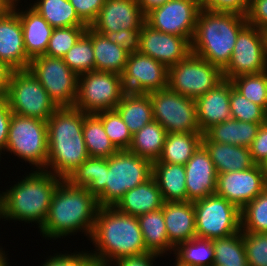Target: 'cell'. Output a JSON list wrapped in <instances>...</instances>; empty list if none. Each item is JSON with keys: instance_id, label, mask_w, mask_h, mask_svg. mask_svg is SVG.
Listing matches in <instances>:
<instances>
[{"instance_id": "cell-1", "label": "cell", "mask_w": 267, "mask_h": 266, "mask_svg": "<svg viewBox=\"0 0 267 266\" xmlns=\"http://www.w3.org/2000/svg\"><path fill=\"white\" fill-rule=\"evenodd\" d=\"M100 208L97 198L86 187L62 179L55 189L47 218L39 230L46 240H60L82 232L89 240Z\"/></svg>"}, {"instance_id": "cell-2", "label": "cell", "mask_w": 267, "mask_h": 266, "mask_svg": "<svg viewBox=\"0 0 267 266\" xmlns=\"http://www.w3.org/2000/svg\"><path fill=\"white\" fill-rule=\"evenodd\" d=\"M27 173L21 180L14 181V185L4 188L5 191H0V221L34 223L40 230L47 218L52 195L62 178L45 170Z\"/></svg>"}, {"instance_id": "cell-3", "label": "cell", "mask_w": 267, "mask_h": 266, "mask_svg": "<svg viewBox=\"0 0 267 266\" xmlns=\"http://www.w3.org/2000/svg\"><path fill=\"white\" fill-rule=\"evenodd\" d=\"M90 243L97 266H108L115 260L149 252L143 241L137 217L122 213L115 207L98 209Z\"/></svg>"}, {"instance_id": "cell-4", "label": "cell", "mask_w": 267, "mask_h": 266, "mask_svg": "<svg viewBox=\"0 0 267 266\" xmlns=\"http://www.w3.org/2000/svg\"><path fill=\"white\" fill-rule=\"evenodd\" d=\"M84 112L58 108L47 120L48 160L45 171L66 179L88 157L83 137Z\"/></svg>"}, {"instance_id": "cell-5", "label": "cell", "mask_w": 267, "mask_h": 266, "mask_svg": "<svg viewBox=\"0 0 267 266\" xmlns=\"http://www.w3.org/2000/svg\"><path fill=\"white\" fill-rule=\"evenodd\" d=\"M247 24L246 15L201 9L191 40V53L223 70L231 59L239 32Z\"/></svg>"}, {"instance_id": "cell-6", "label": "cell", "mask_w": 267, "mask_h": 266, "mask_svg": "<svg viewBox=\"0 0 267 266\" xmlns=\"http://www.w3.org/2000/svg\"><path fill=\"white\" fill-rule=\"evenodd\" d=\"M152 176V162L128 150L105 158V190L97 197L100 207H114L128 191Z\"/></svg>"}, {"instance_id": "cell-7", "label": "cell", "mask_w": 267, "mask_h": 266, "mask_svg": "<svg viewBox=\"0 0 267 266\" xmlns=\"http://www.w3.org/2000/svg\"><path fill=\"white\" fill-rule=\"evenodd\" d=\"M5 152L21 158L33 170H45L48 160L47 121L13 114Z\"/></svg>"}, {"instance_id": "cell-8", "label": "cell", "mask_w": 267, "mask_h": 266, "mask_svg": "<svg viewBox=\"0 0 267 266\" xmlns=\"http://www.w3.org/2000/svg\"><path fill=\"white\" fill-rule=\"evenodd\" d=\"M13 114L47 121L58 109L29 69L12 70L4 97Z\"/></svg>"}, {"instance_id": "cell-9", "label": "cell", "mask_w": 267, "mask_h": 266, "mask_svg": "<svg viewBox=\"0 0 267 266\" xmlns=\"http://www.w3.org/2000/svg\"><path fill=\"white\" fill-rule=\"evenodd\" d=\"M124 94L121 75L92 70L79 75L74 107L86 114L113 110Z\"/></svg>"}, {"instance_id": "cell-10", "label": "cell", "mask_w": 267, "mask_h": 266, "mask_svg": "<svg viewBox=\"0 0 267 266\" xmlns=\"http://www.w3.org/2000/svg\"><path fill=\"white\" fill-rule=\"evenodd\" d=\"M196 236L215 240L241 230L240 210L225 198L213 194L193 202Z\"/></svg>"}, {"instance_id": "cell-11", "label": "cell", "mask_w": 267, "mask_h": 266, "mask_svg": "<svg viewBox=\"0 0 267 266\" xmlns=\"http://www.w3.org/2000/svg\"><path fill=\"white\" fill-rule=\"evenodd\" d=\"M223 79L219 67L193 53L168 68V88L192 99L206 94Z\"/></svg>"}, {"instance_id": "cell-12", "label": "cell", "mask_w": 267, "mask_h": 266, "mask_svg": "<svg viewBox=\"0 0 267 266\" xmlns=\"http://www.w3.org/2000/svg\"><path fill=\"white\" fill-rule=\"evenodd\" d=\"M28 69L45 88L58 108L74 107L79 76L62 58L37 56L31 59Z\"/></svg>"}, {"instance_id": "cell-13", "label": "cell", "mask_w": 267, "mask_h": 266, "mask_svg": "<svg viewBox=\"0 0 267 266\" xmlns=\"http://www.w3.org/2000/svg\"><path fill=\"white\" fill-rule=\"evenodd\" d=\"M154 120L167 133L201 132L197 121L195 99L185 97L169 88L149 93Z\"/></svg>"}, {"instance_id": "cell-14", "label": "cell", "mask_w": 267, "mask_h": 266, "mask_svg": "<svg viewBox=\"0 0 267 266\" xmlns=\"http://www.w3.org/2000/svg\"><path fill=\"white\" fill-rule=\"evenodd\" d=\"M267 70L265 32L247 24L238 34L228 65L222 70L224 79Z\"/></svg>"}, {"instance_id": "cell-15", "label": "cell", "mask_w": 267, "mask_h": 266, "mask_svg": "<svg viewBox=\"0 0 267 266\" xmlns=\"http://www.w3.org/2000/svg\"><path fill=\"white\" fill-rule=\"evenodd\" d=\"M201 9V0H168L148 12L145 22L156 30L191 42Z\"/></svg>"}, {"instance_id": "cell-16", "label": "cell", "mask_w": 267, "mask_h": 266, "mask_svg": "<svg viewBox=\"0 0 267 266\" xmlns=\"http://www.w3.org/2000/svg\"><path fill=\"white\" fill-rule=\"evenodd\" d=\"M121 77L125 92L149 94L168 88V68L140 52L129 54Z\"/></svg>"}, {"instance_id": "cell-17", "label": "cell", "mask_w": 267, "mask_h": 266, "mask_svg": "<svg viewBox=\"0 0 267 266\" xmlns=\"http://www.w3.org/2000/svg\"><path fill=\"white\" fill-rule=\"evenodd\" d=\"M267 188L261 165L243 171L219 173L215 194L225 198L241 210Z\"/></svg>"}, {"instance_id": "cell-18", "label": "cell", "mask_w": 267, "mask_h": 266, "mask_svg": "<svg viewBox=\"0 0 267 266\" xmlns=\"http://www.w3.org/2000/svg\"><path fill=\"white\" fill-rule=\"evenodd\" d=\"M139 52L169 68L191 53V42L187 38L156 30L144 22L140 34Z\"/></svg>"}, {"instance_id": "cell-19", "label": "cell", "mask_w": 267, "mask_h": 266, "mask_svg": "<svg viewBox=\"0 0 267 266\" xmlns=\"http://www.w3.org/2000/svg\"><path fill=\"white\" fill-rule=\"evenodd\" d=\"M144 22L138 0H106L90 27L96 32H119L142 29Z\"/></svg>"}, {"instance_id": "cell-20", "label": "cell", "mask_w": 267, "mask_h": 266, "mask_svg": "<svg viewBox=\"0 0 267 266\" xmlns=\"http://www.w3.org/2000/svg\"><path fill=\"white\" fill-rule=\"evenodd\" d=\"M0 61L12 70L28 69L31 61L24 47L19 15L12 8L0 14Z\"/></svg>"}, {"instance_id": "cell-21", "label": "cell", "mask_w": 267, "mask_h": 266, "mask_svg": "<svg viewBox=\"0 0 267 266\" xmlns=\"http://www.w3.org/2000/svg\"><path fill=\"white\" fill-rule=\"evenodd\" d=\"M187 201L195 202L216 192L217 171L209 152L201 145L184 165Z\"/></svg>"}, {"instance_id": "cell-22", "label": "cell", "mask_w": 267, "mask_h": 266, "mask_svg": "<svg viewBox=\"0 0 267 266\" xmlns=\"http://www.w3.org/2000/svg\"><path fill=\"white\" fill-rule=\"evenodd\" d=\"M230 92L231 81L223 79L206 94L195 99L197 121L202 134L211 126L232 118Z\"/></svg>"}, {"instance_id": "cell-23", "label": "cell", "mask_w": 267, "mask_h": 266, "mask_svg": "<svg viewBox=\"0 0 267 266\" xmlns=\"http://www.w3.org/2000/svg\"><path fill=\"white\" fill-rule=\"evenodd\" d=\"M20 3L13 1L11 8L19 15L26 54L32 59L46 53L54 28L30 5L20 8Z\"/></svg>"}, {"instance_id": "cell-24", "label": "cell", "mask_w": 267, "mask_h": 266, "mask_svg": "<svg viewBox=\"0 0 267 266\" xmlns=\"http://www.w3.org/2000/svg\"><path fill=\"white\" fill-rule=\"evenodd\" d=\"M163 216L169 242L175 248L183 242L197 238L193 202H165Z\"/></svg>"}, {"instance_id": "cell-25", "label": "cell", "mask_w": 267, "mask_h": 266, "mask_svg": "<svg viewBox=\"0 0 267 266\" xmlns=\"http://www.w3.org/2000/svg\"><path fill=\"white\" fill-rule=\"evenodd\" d=\"M164 203L158 184L151 176L144 183L128 190L114 207L122 213L138 217L161 209Z\"/></svg>"}, {"instance_id": "cell-26", "label": "cell", "mask_w": 267, "mask_h": 266, "mask_svg": "<svg viewBox=\"0 0 267 266\" xmlns=\"http://www.w3.org/2000/svg\"><path fill=\"white\" fill-rule=\"evenodd\" d=\"M261 124L231 118L207 129L203 133L202 142H218L249 148Z\"/></svg>"}, {"instance_id": "cell-27", "label": "cell", "mask_w": 267, "mask_h": 266, "mask_svg": "<svg viewBox=\"0 0 267 266\" xmlns=\"http://www.w3.org/2000/svg\"><path fill=\"white\" fill-rule=\"evenodd\" d=\"M202 145L209 152L217 174L243 171L255 165L247 147L218 142H202Z\"/></svg>"}, {"instance_id": "cell-28", "label": "cell", "mask_w": 267, "mask_h": 266, "mask_svg": "<svg viewBox=\"0 0 267 266\" xmlns=\"http://www.w3.org/2000/svg\"><path fill=\"white\" fill-rule=\"evenodd\" d=\"M152 176L158 184L164 202L187 201L184 165L152 163Z\"/></svg>"}, {"instance_id": "cell-29", "label": "cell", "mask_w": 267, "mask_h": 266, "mask_svg": "<svg viewBox=\"0 0 267 266\" xmlns=\"http://www.w3.org/2000/svg\"><path fill=\"white\" fill-rule=\"evenodd\" d=\"M146 249L166 257L173 254L175 247L169 242L163 207L159 210L144 213L137 217ZM166 255V256H165Z\"/></svg>"}, {"instance_id": "cell-30", "label": "cell", "mask_w": 267, "mask_h": 266, "mask_svg": "<svg viewBox=\"0 0 267 266\" xmlns=\"http://www.w3.org/2000/svg\"><path fill=\"white\" fill-rule=\"evenodd\" d=\"M115 110L132 135L154 120L149 94L125 92Z\"/></svg>"}, {"instance_id": "cell-31", "label": "cell", "mask_w": 267, "mask_h": 266, "mask_svg": "<svg viewBox=\"0 0 267 266\" xmlns=\"http://www.w3.org/2000/svg\"><path fill=\"white\" fill-rule=\"evenodd\" d=\"M202 138L201 132L168 133L160 157L152 163L185 165L202 145Z\"/></svg>"}, {"instance_id": "cell-32", "label": "cell", "mask_w": 267, "mask_h": 266, "mask_svg": "<svg viewBox=\"0 0 267 266\" xmlns=\"http://www.w3.org/2000/svg\"><path fill=\"white\" fill-rule=\"evenodd\" d=\"M95 70L122 75L129 53L121 46L112 43L105 35L92 29Z\"/></svg>"}, {"instance_id": "cell-33", "label": "cell", "mask_w": 267, "mask_h": 266, "mask_svg": "<svg viewBox=\"0 0 267 266\" xmlns=\"http://www.w3.org/2000/svg\"><path fill=\"white\" fill-rule=\"evenodd\" d=\"M167 134L164 127L153 120L132 135L128 151L151 162L157 161L162 153Z\"/></svg>"}, {"instance_id": "cell-34", "label": "cell", "mask_w": 267, "mask_h": 266, "mask_svg": "<svg viewBox=\"0 0 267 266\" xmlns=\"http://www.w3.org/2000/svg\"><path fill=\"white\" fill-rule=\"evenodd\" d=\"M66 180L76 187H86L96 198L105 190V158L88 157Z\"/></svg>"}, {"instance_id": "cell-35", "label": "cell", "mask_w": 267, "mask_h": 266, "mask_svg": "<svg viewBox=\"0 0 267 266\" xmlns=\"http://www.w3.org/2000/svg\"><path fill=\"white\" fill-rule=\"evenodd\" d=\"M29 5L53 28L87 26L79 18L69 0H36Z\"/></svg>"}, {"instance_id": "cell-36", "label": "cell", "mask_w": 267, "mask_h": 266, "mask_svg": "<svg viewBox=\"0 0 267 266\" xmlns=\"http://www.w3.org/2000/svg\"><path fill=\"white\" fill-rule=\"evenodd\" d=\"M83 137L90 157L109 158L119 150L107 136L101 118L84 113Z\"/></svg>"}, {"instance_id": "cell-37", "label": "cell", "mask_w": 267, "mask_h": 266, "mask_svg": "<svg viewBox=\"0 0 267 266\" xmlns=\"http://www.w3.org/2000/svg\"><path fill=\"white\" fill-rule=\"evenodd\" d=\"M173 256L182 266H213L212 240L194 238L183 242L175 248Z\"/></svg>"}, {"instance_id": "cell-38", "label": "cell", "mask_w": 267, "mask_h": 266, "mask_svg": "<svg viewBox=\"0 0 267 266\" xmlns=\"http://www.w3.org/2000/svg\"><path fill=\"white\" fill-rule=\"evenodd\" d=\"M212 245L213 266H248L241 230L231 236L212 240Z\"/></svg>"}, {"instance_id": "cell-39", "label": "cell", "mask_w": 267, "mask_h": 266, "mask_svg": "<svg viewBox=\"0 0 267 266\" xmlns=\"http://www.w3.org/2000/svg\"><path fill=\"white\" fill-rule=\"evenodd\" d=\"M63 61L78 76L95 70L94 50L92 46V28L87 27L86 32L63 56Z\"/></svg>"}, {"instance_id": "cell-40", "label": "cell", "mask_w": 267, "mask_h": 266, "mask_svg": "<svg viewBox=\"0 0 267 266\" xmlns=\"http://www.w3.org/2000/svg\"><path fill=\"white\" fill-rule=\"evenodd\" d=\"M230 81L237 92L267 111V70L258 74L239 75Z\"/></svg>"}, {"instance_id": "cell-41", "label": "cell", "mask_w": 267, "mask_h": 266, "mask_svg": "<svg viewBox=\"0 0 267 266\" xmlns=\"http://www.w3.org/2000/svg\"><path fill=\"white\" fill-rule=\"evenodd\" d=\"M241 231L267 233V188L240 210Z\"/></svg>"}, {"instance_id": "cell-42", "label": "cell", "mask_w": 267, "mask_h": 266, "mask_svg": "<svg viewBox=\"0 0 267 266\" xmlns=\"http://www.w3.org/2000/svg\"><path fill=\"white\" fill-rule=\"evenodd\" d=\"M102 120L105 132L118 150H128L132 142V133L119 113L113 110L96 113Z\"/></svg>"}, {"instance_id": "cell-43", "label": "cell", "mask_w": 267, "mask_h": 266, "mask_svg": "<svg viewBox=\"0 0 267 266\" xmlns=\"http://www.w3.org/2000/svg\"><path fill=\"white\" fill-rule=\"evenodd\" d=\"M230 110L232 119L252 123H265L267 111L237 92L231 83Z\"/></svg>"}, {"instance_id": "cell-44", "label": "cell", "mask_w": 267, "mask_h": 266, "mask_svg": "<svg viewBox=\"0 0 267 266\" xmlns=\"http://www.w3.org/2000/svg\"><path fill=\"white\" fill-rule=\"evenodd\" d=\"M88 26H71L54 28L44 55L63 58L79 38L86 32Z\"/></svg>"}, {"instance_id": "cell-45", "label": "cell", "mask_w": 267, "mask_h": 266, "mask_svg": "<svg viewBox=\"0 0 267 266\" xmlns=\"http://www.w3.org/2000/svg\"><path fill=\"white\" fill-rule=\"evenodd\" d=\"M248 266H267V233L242 232Z\"/></svg>"}, {"instance_id": "cell-46", "label": "cell", "mask_w": 267, "mask_h": 266, "mask_svg": "<svg viewBox=\"0 0 267 266\" xmlns=\"http://www.w3.org/2000/svg\"><path fill=\"white\" fill-rule=\"evenodd\" d=\"M44 262H41L42 266H97L95 259L90 251L79 250L72 252L53 253L46 257ZM39 265V266H41Z\"/></svg>"}, {"instance_id": "cell-47", "label": "cell", "mask_w": 267, "mask_h": 266, "mask_svg": "<svg viewBox=\"0 0 267 266\" xmlns=\"http://www.w3.org/2000/svg\"><path fill=\"white\" fill-rule=\"evenodd\" d=\"M142 29L121 30L119 32H98L106 36L112 43L121 46L126 52L132 54L139 52L140 34Z\"/></svg>"}, {"instance_id": "cell-48", "label": "cell", "mask_w": 267, "mask_h": 266, "mask_svg": "<svg viewBox=\"0 0 267 266\" xmlns=\"http://www.w3.org/2000/svg\"><path fill=\"white\" fill-rule=\"evenodd\" d=\"M252 0H201V8L211 12H234L246 15Z\"/></svg>"}, {"instance_id": "cell-49", "label": "cell", "mask_w": 267, "mask_h": 266, "mask_svg": "<svg viewBox=\"0 0 267 266\" xmlns=\"http://www.w3.org/2000/svg\"><path fill=\"white\" fill-rule=\"evenodd\" d=\"M69 2L73 5L79 18L87 26H91L106 0H69Z\"/></svg>"}, {"instance_id": "cell-50", "label": "cell", "mask_w": 267, "mask_h": 266, "mask_svg": "<svg viewBox=\"0 0 267 266\" xmlns=\"http://www.w3.org/2000/svg\"><path fill=\"white\" fill-rule=\"evenodd\" d=\"M247 23L260 30L267 29V0H252L246 13Z\"/></svg>"}, {"instance_id": "cell-51", "label": "cell", "mask_w": 267, "mask_h": 266, "mask_svg": "<svg viewBox=\"0 0 267 266\" xmlns=\"http://www.w3.org/2000/svg\"><path fill=\"white\" fill-rule=\"evenodd\" d=\"M249 150L256 165H262L267 159V121L261 124Z\"/></svg>"}, {"instance_id": "cell-52", "label": "cell", "mask_w": 267, "mask_h": 266, "mask_svg": "<svg viewBox=\"0 0 267 266\" xmlns=\"http://www.w3.org/2000/svg\"><path fill=\"white\" fill-rule=\"evenodd\" d=\"M11 116L12 111L10 110L7 100L5 98H0V161L2 160L1 155L6 154L5 149L7 146Z\"/></svg>"}, {"instance_id": "cell-53", "label": "cell", "mask_w": 267, "mask_h": 266, "mask_svg": "<svg viewBox=\"0 0 267 266\" xmlns=\"http://www.w3.org/2000/svg\"><path fill=\"white\" fill-rule=\"evenodd\" d=\"M158 257L162 258L159 254L147 252L141 255L119 258L108 266H156L157 261L155 260H158Z\"/></svg>"}, {"instance_id": "cell-54", "label": "cell", "mask_w": 267, "mask_h": 266, "mask_svg": "<svg viewBox=\"0 0 267 266\" xmlns=\"http://www.w3.org/2000/svg\"><path fill=\"white\" fill-rule=\"evenodd\" d=\"M12 69L0 61V98H4L8 89Z\"/></svg>"}, {"instance_id": "cell-55", "label": "cell", "mask_w": 267, "mask_h": 266, "mask_svg": "<svg viewBox=\"0 0 267 266\" xmlns=\"http://www.w3.org/2000/svg\"><path fill=\"white\" fill-rule=\"evenodd\" d=\"M168 0H138L141 11L144 15L150 12L152 9L163 5Z\"/></svg>"}, {"instance_id": "cell-56", "label": "cell", "mask_w": 267, "mask_h": 266, "mask_svg": "<svg viewBox=\"0 0 267 266\" xmlns=\"http://www.w3.org/2000/svg\"><path fill=\"white\" fill-rule=\"evenodd\" d=\"M12 3V0H0V14L7 12L11 8Z\"/></svg>"}, {"instance_id": "cell-57", "label": "cell", "mask_w": 267, "mask_h": 266, "mask_svg": "<svg viewBox=\"0 0 267 266\" xmlns=\"http://www.w3.org/2000/svg\"><path fill=\"white\" fill-rule=\"evenodd\" d=\"M8 253L0 260V266H10V262H8L10 259L7 256Z\"/></svg>"}, {"instance_id": "cell-58", "label": "cell", "mask_w": 267, "mask_h": 266, "mask_svg": "<svg viewBox=\"0 0 267 266\" xmlns=\"http://www.w3.org/2000/svg\"><path fill=\"white\" fill-rule=\"evenodd\" d=\"M266 182H267V159L261 165Z\"/></svg>"}, {"instance_id": "cell-59", "label": "cell", "mask_w": 267, "mask_h": 266, "mask_svg": "<svg viewBox=\"0 0 267 266\" xmlns=\"http://www.w3.org/2000/svg\"><path fill=\"white\" fill-rule=\"evenodd\" d=\"M6 251L4 250L3 246H0V260L6 255Z\"/></svg>"}, {"instance_id": "cell-60", "label": "cell", "mask_w": 267, "mask_h": 266, "mask_svg": "<svg viewBox=\"0 0 267 266\" xmlns=\"http://www.w3.org/2000/svg\"><path fill=\"white\" fill-rule=\"evenodd\" d=\"M173 265H174V266H182V265H180V264H179L177 261H175V260H174V262H173ZM171 266H172V265H171Z\"/></svg>"}, {"instance_id": "cell-61", "label": "cell", "mask_w": 267, "mask_h": 266, "mask_svg": "<svg viewBox=\"0 0 267 266\" xmlns=\"http://www.w3.org/2000/svg\"><path fill=\"white\" fill-rule=\"evenodd\" d=\"M264 32H265V38H266V48H267V29H266Z\"/></svg>"}]
</instances>
